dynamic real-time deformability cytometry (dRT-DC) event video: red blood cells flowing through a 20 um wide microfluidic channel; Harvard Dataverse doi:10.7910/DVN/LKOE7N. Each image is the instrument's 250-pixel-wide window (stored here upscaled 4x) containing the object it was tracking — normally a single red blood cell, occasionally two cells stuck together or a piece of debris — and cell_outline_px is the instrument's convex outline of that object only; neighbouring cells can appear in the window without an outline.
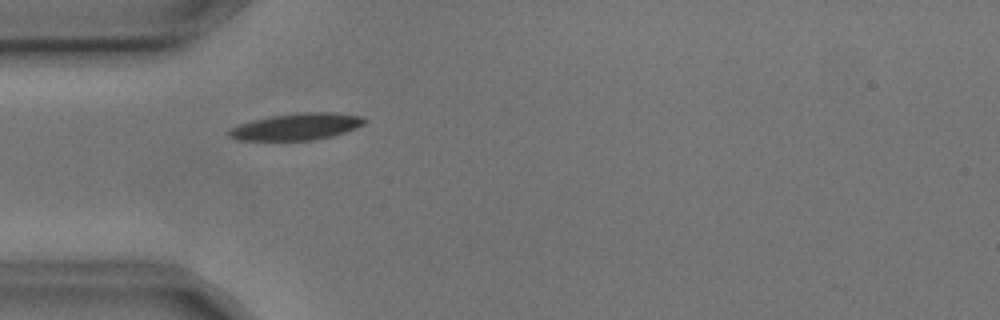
{"species": "common noctule bat (a hibernating species)", "species_latin": "Nyctalus noctula", "temperature_condition": "cold", "stored_images_in_passage": 6, "camera_frame_rate_fps": 3000, "um_per_image_px": 0.085, "animal": {"sex": "male", "body_mass_g": 17.9, "forearm_length_mm": 54.2}, "frame": {"image": 1, "passage_image": 1, "time_ms": 0.0, "image_size_px": [1000, 320], "cell_outline_px": [[368, 120], [364, 124], [356, 128], [332, 136], [312, 140], [236, 140], [228, 136], [228, 132], [232, 128], [240, 124], [252, 120], [272, 116], [300, 112], [332, 112], [360, 116]], "centroid_in_image_um": [25.22, 10.76], "position_along_channel_um": 59.8, "area_um2": 20.98}}
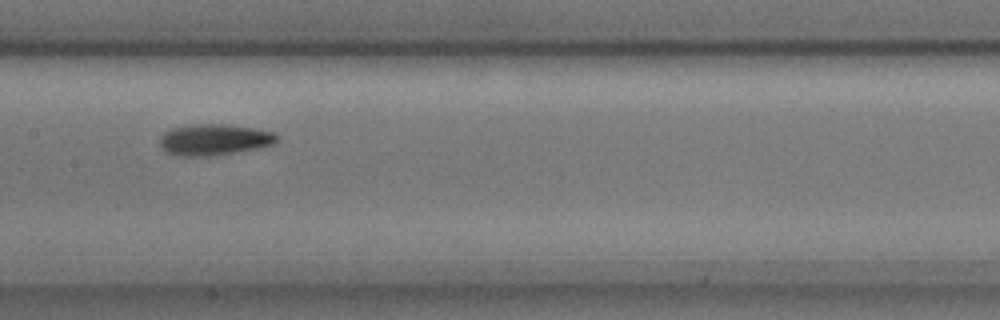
{"frame": {"image": 2, "passage_image": 4, "time_ms": 1.0, "image_size_px": [1000, 320], "cell_outline_px": [[280, 136], [272, 144], [260, 148], [236, 152], [208, 156], [180, 156], [168, 152], [160, 144], [160, 136], [164, 132], [172, 128], [196, 124], [224, 124], [252, 128], [272, 132]], "centroid_in_image_um": [18.21, 11.87], "position_along_channel_um": 189.2, "area_um2": 21.04}}
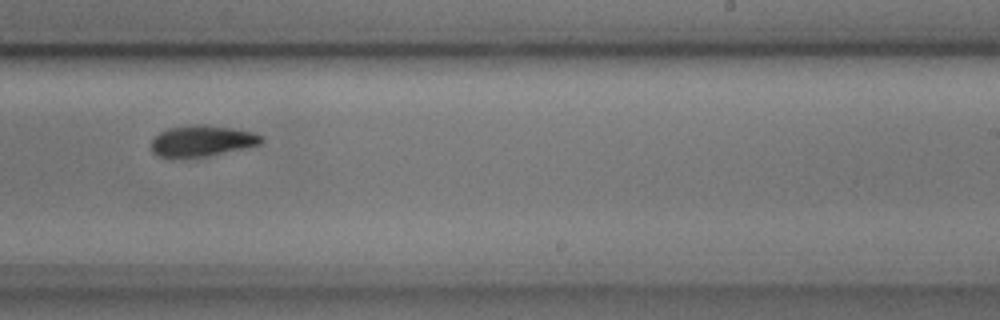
{"frame": {"image": 3, "passage_image": 6, "time_ms": 1.667, "image_size_px": [1000, 320], "cell_outline_px": [[264, 140], [260, 144], [208, 156], [156, 156], [152, 152], [152, 140], [160, 132], [168, 128], [232, 128], [252, 132], [264, 136]], "centroid_in_image_um": [17.2, 12.02], "position_along_channel_um": 271.8, "area_um2": 18.55}}